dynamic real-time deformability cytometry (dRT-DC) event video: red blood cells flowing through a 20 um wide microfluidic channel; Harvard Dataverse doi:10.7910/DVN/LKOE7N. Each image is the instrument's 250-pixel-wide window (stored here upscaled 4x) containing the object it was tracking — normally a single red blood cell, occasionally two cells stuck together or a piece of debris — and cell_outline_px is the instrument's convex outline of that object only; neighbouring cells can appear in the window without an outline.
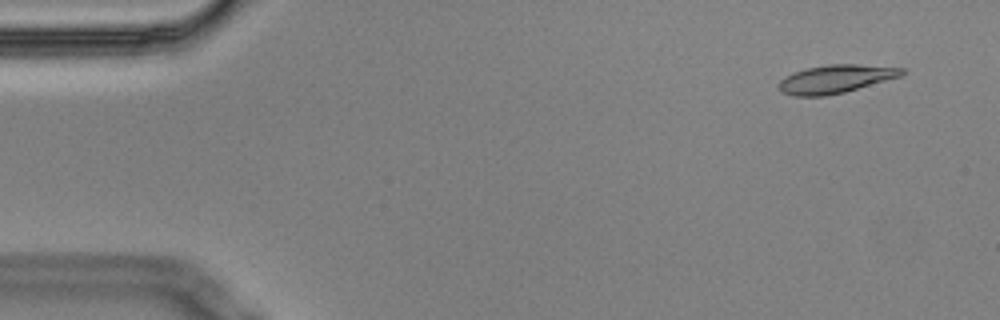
{"species": "Egyptian fruit bat (a non-hibernating species)", "species_latin": "Rousettus aegyptiacus", "temperature_condition": "cold", "stored_images_in_passage": 5, "camera_frame_rate_fps": 3000, "um_per_image_px": 0.085, "animal": {"sex": "male"}, "frame": {"image": 1, "passage_image": 1, "time_ms": 0.0, "image_size_px": [1000, 320], "cell_outline_px": [[904, 72], [900, 76], [844, 92], [824, 96], [792, 96], [784, 92], [776, 84], [784, 76], [792, 72], [808, 68], [828, 64], [856, 64], [904, 68]], "centroid_in_image_um": [70.97, 6.71], "position_along_channel_um": 14.0, "area_um2": 20.06}}